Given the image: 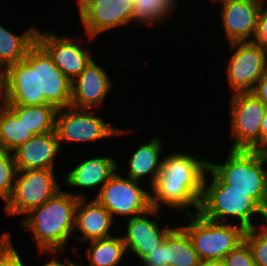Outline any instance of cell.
<instances>
[{
    "label": "cell",
    "mask_w": 267,
    "mask_h": 266,
    "mask_svg": "<svg viewBox=\"0 0 267 266\" xmlns=\"http://www.w3.org/2000/svg\"><path fill=\"white\" fill-rule=\"evenodd\" d=\"M71 83L36 42L26 58L0 74L4 105L51 104L57 109L71 106Z\"/></svg>",
    "instance_id": "6da1fadb"
},
{
    "label": "cell",
    "mask_w": 267,
    "mask_h": 266,
    "mask_svg": "<svg viewBox=\"0 0 267 266\" xmlns=\"http://www.w3.org/2000/svg\"><path fill=\"white\" fill-rule=\"evenodd\" d=\"M208 170L209 160L181 152L167 155L151 187V207L159 210L164 204L181 210L194 207L198 213Z\"/></svg>",
    "instance_id": "7a4b0ae2"
},
{
    "label": "cell",
    "mask_w": 267,
    "mask_h": 266,
    "mask_svg": "<svg viewBox=\"0 0 267 266\" xmlns=\"http://www.w3.org/2000/svg\"><path fill=\"white\" fill-rule=\"evenodd\" d=\"M83 194L59 191L40 206L30 209L21 224L33 232L40 253L64 251L67 240L75 229L76 208Z\"/></svg>",
    "instance_id": "3957f363"
},
{
    "label": "cell",
    "mask_w": 267,
    "mask_h": 266,
    "mask_svg": "<svg viewBox=\"0 0 267 266\" xmlns=\"http://www.w3.org/2000/svg\"><path fill=\"white\" fill-rule=\"evenodd\" d=\"M267 152L262 150L230 149L222 165L209 161V170L230 190L249 193L267 212Z\"/></svg>",
    "instance_id": "277c9868"
},
{
    "label": "cell",
    "mask_w": 267,
    "mask_h": 266,
    "mask_svg": "<svg viewBox=\"0 0 267 266\" xmlns=\"http://www.w3.org/2000/svg\"><path fill=\"white\" fill-rule=\"evenodd\" d=\"M212 182L207 186L204 182V193L201 198L199 214L205 219L221 223L227 222V217L236 218L239 226L245 230L253 228L251 217L260 214L267 221V212L252 198L249 193L230 190V185H224L210 170Z\"/></svg>",
    "instance_id": "5b68a950"
},
{
    "label": "cell",
    "mask_w": 267,
    "mask_h": 266,
    "mask_svg": "<svg viewBox=\"0 0 267 266\" xmlns=\"http://www.w3.org/2000/svg\"><path fill=\"white\" fill-rule=\"evenodd\" d=\"M190 217L187 226H181L190 237L201 261L223 260L244 240L245 229L236 224L219 223L205 219L199 213L185 212Z\"/></svg>",
    "instance_id": "8992f818"
},
{
    "label": "cell",
    "mask_w": 267,
    "mask_h": 266,
    "mask_svg": "<svg viewBox=\"0 0 267 266\" xmlns=\"http://www.w3.org/2000/svg\"><path fill=\"white\" fill-rule=\"evenodd\" d=\"M60 190L53 170H18L11 196L4 210L8 215L26 214L55 196Z\"/></svg>",
    "instance_id": "52a82bcc"
},
{
    "label": "cell",
    "mask_w": 267,
    "mask_h": 266,
    "mask_svg": "<svg viewBox=\"0 0 267 266\" xmlns=\"http://www.w3.org/2000/svg\"><path fill=\"white\" fill-rule=\"evenodd\" d=\"M231 98V149L260 150V127L267 106L253 92L233 93Z\"/></svg>",
    "instance_id": "ba28073f"
},
{
    "label": "cell",
    "mask_w": 267,
    "mask_h": 266,
    "mask_svg": "<svg viewBox=\"0 0 267 266\" xmlns=\"http://www.w3.org/2000/svg\"><path fill=\"white\" fill-rule=\"evenodd\" d=\"M139 182L129 177L123 178L114 173L100 188L95 199L102 204L112 215L127 216V219L148 212L151 207L149 191L138 186Z\"/></svg>",
    "instance_id": "9c48e42d"
},
{
    "label": "cell",
    "mask_w": 267,
    "mask_h": 266,
    "mask_svg": "<svg viewBox=\"0 0 267 266\" xmlns=\"http://www.w3.org/2000/svg\"><path fill=\"white\" fill-rule=\"evenodd\" d=\"M66 109L60 108L56 113L55 131L60 146L63 141L89 142L129 131L106 123L99 116L92 114L90 109L71 106Z\"/></svg>",
    "instance_id": "30bf717a"
},
{
    "label": "cell",
    "mask_w": 267,
    "mask_h": 266,
    "mask_svg": "<svg viewBox=\"0 0 267 266\" xmlns=\"http://www.w3.org/2000/svg\"><path fill=\"white\" fill-rule=\"evenodd\" d=\"M79 18L87 37L132 22L133 0H77Z\"/></svg>",
    "instance_id": "8fae6325"
},
{
    "label": "cell",
    "mask_w": 267,
    "mask_h": 266,
    "mask_svg": "<svg viewBox=\"0 0 267 266\" xmlns=\"http://www.w3.org/2000/svg\"><path fill=\"white\" fill-rule=\"evenodd\" d=\"M233 53L228 64V82L233 93L252 92L267 68L266 49L250 41L229 43Z\"/></svg>",
    "instance_id": "7c38bea8"
},
{
    "label": "cell",
    "mask_w": 267,
    "mask_h": 266,
    "mask_svg": "<svg viewBox=\"0 0 267 266\" xmlns=\"http://www.w3.org/2000/svg\"><path fill=\"white\" fill-rule=\"evenodd\" d=\"M36 42L49 54L54 64L71 81L93 60L90 52L83 50L73 37H58L52 32L37 31Z\"/></svg>",
    "instance_id": "4fadbf2b"
},
{
    "label": "cell",
    "mask_w": 267,
    "mask_h": 266,
    "mask_svg": "<svg viewBox=\"0 0 267 266\" xmlns=\"http://www.w3.org/2000/svg\"><path fill=\"white\" fill-rule=\"evenodd\" d=\"M221 1V18L229 43L250 41L257 28L258 14L266 0Z\"/></svg>",
    "instance_id": "5bb4252c"
},
{
    "label": "cell",
    "mask_w": 267,
    "mask_h": 266,
    "mask_svg": "<svg viewBox=\"0 0 267 266\" xmlns=\"http://www.w3.org/2000/svg\"><path fill=\"white\" fill-rule=\"evenodd\" d=\"M104 67L92 60L71 83V107L94 109L101 104L112 88Z\"/></svg>",
    "instance_id": "9a60e30c"
},
{
    "label": "cell",
    "mask_w": 267,
    "mask_h": 266,
    "mask_svg": "<svg viewBox=\"0 0 267 266\" xmlns=\"http://www.w3.org/2000/svg\"><path fill=\"white\" fill-rule=\"evenodd\" d=\"M159 209L151 208L148 212L128 219L125 236L122 237L128 253H135L137 258L143 259L148 253L153 251L172 229L159 228L156 220H150L147 215H157Z\"/></svg>",
    "instance_id": "2e32d148"
},
{
    "label": "cell",
    "mask_w": 267,
    "mask_h": 266,
    "mask_svg": "<svg viewBox=\"0 0 267 266\" xmlns=\"http://www.w3.org/2000/svg\"><path fill=\"white\" fill-rule=\"evenodd\" d=\"M56 131L34 135L13 151L17 170H54V160L60 151ZM55 158V159H54Z\"/></svg>",
    "instance_id": "e0dca14e"
},
{
    "label": "cell",
    "mask_w": 267,
    "mask_h": 266,
    "mask_svg": "<svg viewBox=\"0 0 267 266\" xmlns=\"http://www.w3.org/2000/svg\"><path fill=\"white\" fill-rule=\"evenodd\" d=\"M84 203L85 198L78 199L74 232L79 230L83 236H77V240L88 242L113 236L109 233L113 224L111 213L96 199Z\"/></svg>",
    "instance_id": "ac0fdd59"
},
{
    "label": "cell",
    "mask_w": 267,
    "mask_h": 266,
    "mask_svg": "<svg viewBox=\"0 0 267 266\" xmlns=\"http://www.w3.org/2000/svg\"><path fill=\"white\" fill-rule=\"evenodd\" d=\"M118 168V163L110 157L87 159L67 174L66 184L85 189L101 184L102 188Z\"/></svg>",
    "instance_id": "d6986e66"
},
{
    "label": "cell",
    "mask_w": 267,
    "mask_h": 266,
    "mask_svg": "<svg viewBox=\"0 0 267 266\" xmlns=\"http://www.w3.org/2000/svg\"><path fill=\"white\" fill-rule=\"evenodd\" d=\"M161 142L158 137H153L150 142L140 145L128 161L127 177L139 182L142 177L149 176L150 186H153L163 161L159 159V153L163 147Z\"/></svg>",
    "instance_id": "ffe728a7"
},
{
    "label": "cell",
    "mask_w": 267,
    "mask_h": 266,
    "mask_svg": "<svg viewBox=\"0 0 267 266\" xmlns=\"http://www.w3.org/2000/svg\"><path fill=\"white\" fill-rule=\"evenodd\" d=\"M37 31L33 27L16 36L0 25V74L26 58L28 50L36 43Z\"/></svg>",
    "instance_id": "44dd1931"
},
{
    "label": "cell",
    "mask_w": 267,
    "mask_h": 266,
    "mask_svg": "<svg viewBox=\"0 0 267 266\" xmlns=\"http://www.w3.org/2000/svg\"><path fill=\"white\" fill-rule=\"evenodd\" d=\"M33 135L55 130L57 108L49 103L42 105H5Z\"/></svg>",
    "instance_id": "7402d4cb"
},
{
    "label": "cell",
    "mask_w": 267,
    "mask_h": 266,
    "mask_svg": "<svg viewBox=\"0 0 267 266\" xmlns=\"http://www.w3.org/2000/svg\"><path fill=\"white\" fill-rule=\"evenodd\" d=\"M165 260L166 264L173 266H199L201 262L190 237L181 226L172 228L165 237Z\"/></svg>",
    "instance_id": "603a6c76"
},
{
    "label": "cell",
    "mask_w": 267,
    "mask_h": 266,
    "mask_svg": "<svg viewBox=\"0 0 267 266\" xmlns=\"http://www.w3.org/2000/svg\"><path fill=\"white\" fill-rule=\"evenodd\" d=\"M34 135L22 122L0 101V148L13 152Z\"/></svg>",
    "instance_id": "cb8c5ba5"
},
{
    "label": "cell",
    "mask_w": 267,
    "mask_h": 266,
    "mask_svg": "<svg viewBox=\"0 0 267 266\" xmlns=\"http://www.w3.org/2000/svg\"><path fill=\"white\" fill-rule=\"evenodd\" d=\"M87 250L90 261L88 266H118L121 258L126 254L122 237L110 236L91 240Z\"/></svg>",
    "instance_id": "d4e9b609"
},
{
    "label": "cell",
    "mask_w": 267,
    "mask_h": 266,
    "mask_svg": "<svg viewBox=\"0 0 267 266\" xmlns=\"http://www.w3.org/2000/svg\"><path fill=\"white\" fill-rule=\"evenodd\" d=\"M177 0H133L132 21L152 25L175 10Z\"/></svg>",
    "instance_id": "484cf974"
},
{
    "label": "cell",
    "mask_w": 267,
    "mask_h": 266,
    "mask_svg": "<svg viewBox=\"0 0 267 266\" xmlns=\"http://www.w3.org/2000/svg\"><path fill=\"white\" fill-rule=\"evenodd\" d=\"M0 148V197L6 201L12 194L17 167L15 166L13 154Z\"/></svg>",
    "instance_id": "4316f807"
},
{
    "label": "cell",
    "mask_w": 267,
    "mask_h": 266,
    "mask_svg": "<svg viewBox=\"0 0 267 266\" xmlns=\"http://www.w3.org/2000/svg\"><path fill=\"white\" fill-rule=\"evenodd\" d=\"M262 225L261 228L254 226L246 230L244 235L257 266H267V221Z\"/></svg>",
    "instance_id": "83f0119b"
},
{
    "label": "cell",
    "mask_w": 267,
    "mask_h": 266,
    "mask_svg": "<svg viewBox=\"0 0 267 266\" xmlns=\"http://www.w3.org/2000/svg\"><path fill=\"white\" fill-rule=\"evenodd\" d=\"M223 261L226 266H257L251 248L245 239L231 250Z\"/></svg>",
    "instance_id": "f1b7e54d"
},
{
    "label": "cell",
    "mask_w": 267,
    "mask_h": 266,
    "mask_svg": "<svg viewBox=\"0 0 267 266\" xmlns=\"http://www.w3.org/2000/svg\"><path fill=\"white\" fill-rule=\"evenodd\" d=\"M10 238V234L7 232L0 238V266H25L10 242Z\"/></svg>",
    "instance_id": "f546056e"
},
{
    "label": "cell",
    "mask_w": 267,
    "mask_h": 266,
    "mask_svg": "<svg viewBox=\"0 0 267 266\" xmlns=\"http://www.w3.org/2000/svg\"><path fill=\"white\" fill-rule=\"evenodd\" d=\"M263 5L258 14L257 28L255 29L250 42L257 47L267 48V8Z\"/></svg>",
    "instance_id": "4dcf8cb0"
},
{
    "label": "cell",
    "mask_w": 267,
    "mask_h": 266,
    "mask_svg": "<svg viewBox=\"0 0 267 266\" xmlns=\"http://www.w3.org/2000/svg\"><path fill=\"white\" fill-rule=\"evenodd\" d=\"M144 265L162 266L166 264L165 260V238L153 251L148 253L142 260Z\"/></svg>",
    "instance_id": "1f68e13d"
},
{
    "label": "cell",
    "mask_w": 267,
    "mask_h": 266,
    "mask_svg": "<svg viewBox=\"0 0 267 266\" xmlns=\"http://www.w3.org/2000/svg\"><path fill=\"white\" fill-rule=\"evenodd\" d=\"M252 92L267 106V68Z\"/></svg>",
    "instance_id": "d6a6232c"
},
{
    "label": "cell",
    "mask_w": 267,
    "mask_h": 266,
    "mask_svg": "<svg viewBox=\"0 0 267 266\" xmlns=\"http://www.w3.org/2000/svg\"><path fill=\"white\" fill-rule=\"evenodd\" d=\"M260 150L267 152V110L260 127Z\"/></svg>",
    "instance_id": "836d02e7"
},
{
    "label": "cell",
    "mask_w": 267,
    "mask_h": 266,
    "mask_svg": "<svg viewBox=\"0 0 267 266\" xmlns=\"http://www.w3.org/2000/svg\"><path fill=\"white\" fill-rule=\"evenodd\" d=\"M199 266H226L223 260L201 261Z\"/></svg>",
    "instance_id": "e575fe53"
},
{
    "label": "cell",
    "mask_w": 267,
    "mask_h": 266,
    "mask_svg": "<svg viewBox=\"0 0 267 266\" xmlns=\"http://www.w3.org/2000/svg\"><path fill=\"white\" fill-rule=\"evenodd\" d=\"M43 266H63V263L60 260L57 261L54 257L53 260L45 263Z\"/></svg>",
    "instance_id": "d590c367"
},
{
    "label": "cell",
    "mask_w": 267,
    "mask_h": 266,
    "mask_svg": "<svg viewBox=\"0 0 267 266\" xmlns=\"http://www.w3.org/2000/svg\"><path fill=\"white\" fill-rule=\"evenodd\" d=\"M72 259L67 260L66 262H63V266H83L82 264H76L74 262H71Z\"/></svg>",
    "instance_id": "8d00e7d4"
},
{
    "label": "cell",
    "mask_w": 267,
    "mask_h": 266,
    "mask_svg": "<svg viewBox=\"0 0 267 266\" xmlns=\"http://www.w3.org/2000/svg\"><path fill=\"white\" fill-rule=\"evenodd\" d=\"M144 266H149V265H144ZM162 266H173V265L167 263V264H164Z\"/></svg>",
    "instance_id": "74e56055"
}]
</instances>
